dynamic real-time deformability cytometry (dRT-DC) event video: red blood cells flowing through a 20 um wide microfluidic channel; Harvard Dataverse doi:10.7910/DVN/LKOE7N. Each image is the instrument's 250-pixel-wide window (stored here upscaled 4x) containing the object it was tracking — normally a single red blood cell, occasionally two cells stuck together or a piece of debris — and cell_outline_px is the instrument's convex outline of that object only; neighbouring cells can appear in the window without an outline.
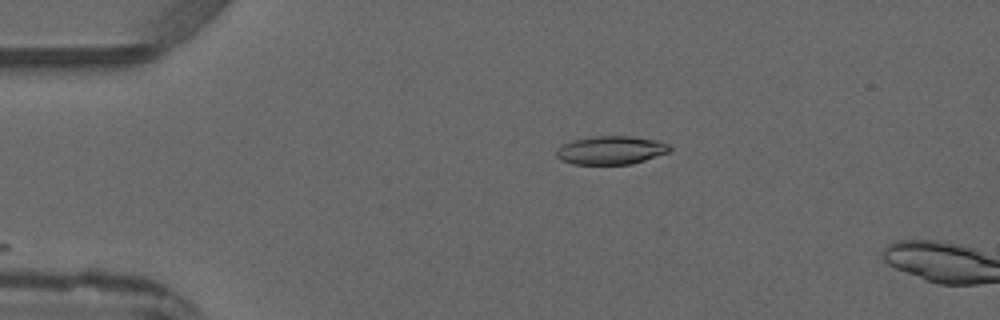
{"species": "common noctule bat (a hibernating species)", "species_latin": "Nyctalus noctula", "temperature_condition": "warm", "stored_images_in_passage": 3, "camera_frame_rate_fps": 3000, "um_per_image_px": 0.085, "animal": {"sex": "male", "forearm_length_mm": 52.5}, "frame": {"image": 1, "passage_image": 2, "time_ms": 1.333, "image_size_px": [1000, 320], "cell_outline_px": [[672, 148], [668, 152], [632, 164], [572, 164], [560, 160], [556, 156], [556, 148], [572, 140], [596, 136], [632, 136], [656, 140], [668, 144]], "centroid_in_image_um": [51.9, 12.77], "position_along_channel_um": 33.1, "area_um2": 18.73}}